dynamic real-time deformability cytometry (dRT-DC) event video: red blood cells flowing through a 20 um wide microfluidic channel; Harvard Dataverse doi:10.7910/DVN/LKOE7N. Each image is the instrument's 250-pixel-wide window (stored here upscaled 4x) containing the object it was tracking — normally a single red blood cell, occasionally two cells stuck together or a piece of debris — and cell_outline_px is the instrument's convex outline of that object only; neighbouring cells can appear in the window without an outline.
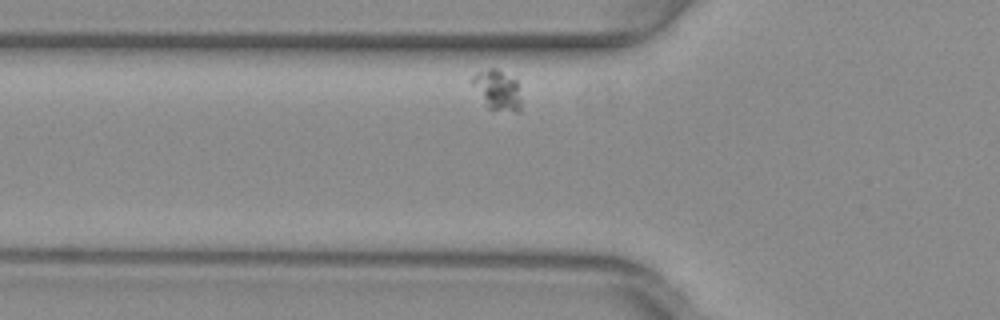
{"species": "common noctule bat (a hibernating species)", "species_latin": "Nyctalus noctula", "temperature_condition": "warm", "stored_images_in_passage": 28, "camera_frame_rate_fps": 3000, "um_per_image_px": 0.085, "animal": {"sex": "female", "body_mass_g": 29.2, "forearm_length_mm": 56.3}, "frame": {"image": 1, "passage_image": 2, "time_ms": 0.333, "image_size_px": [1000, 320], "cell_outline_px": [[520, 112], [516, 112], [488, 108], [484, 104], [468, 80], [476, 72], [488, 68], [496, 68], [512, 76], [520, 84]], "centroid_in_image_um": [42.25, 7.61], "position_along_channel_um": 83.5, "area_um2": 11.85}}
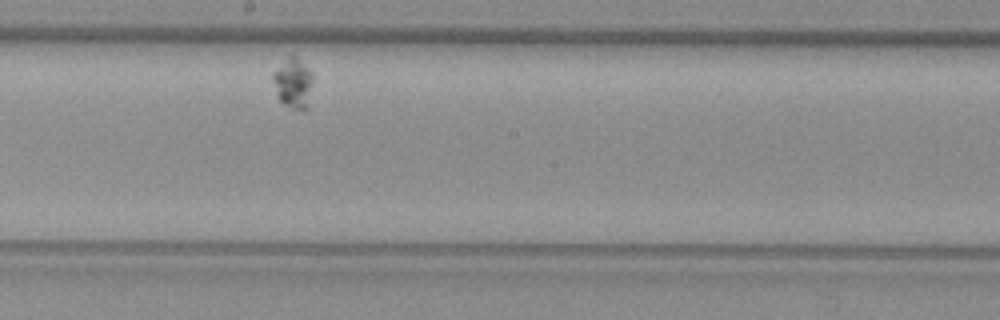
{"frame": {"image": 2, "passage_image": 15, "time_ms": 4.667, "image_size_px": [1000, 320], "cell_outline_px": [[312, 80], [308, 108], [304, 112], [292, 108], [284, 104], [276, 96], [272, 80], [272, 72], [292, 52], [312, 72]], "centroid_in_image_um": [24.9, 7.06], "position_along_channel_um": 223.3, "area_um2": 11.96}}
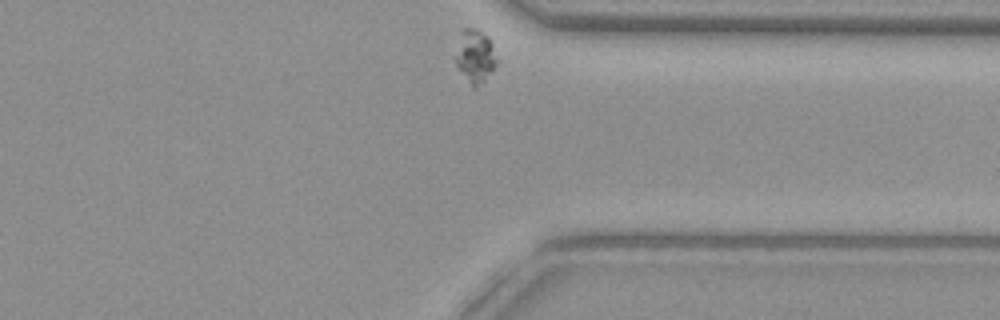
{"frame": {"image": 3, "passage_image": 28, "time_ms": 9.0, "image_size_px": [1000, 320], "cell_outline_px": [[500, 60], [484, 80], [476, 88], [472, 88], [456, 68], [456, 56], [464, 28], [476, 28], [488, 36]], "centroid_in_image_um": [40.43, 4.82], "position_along_channel_um": 371.0, "area_um2": 12.72}}